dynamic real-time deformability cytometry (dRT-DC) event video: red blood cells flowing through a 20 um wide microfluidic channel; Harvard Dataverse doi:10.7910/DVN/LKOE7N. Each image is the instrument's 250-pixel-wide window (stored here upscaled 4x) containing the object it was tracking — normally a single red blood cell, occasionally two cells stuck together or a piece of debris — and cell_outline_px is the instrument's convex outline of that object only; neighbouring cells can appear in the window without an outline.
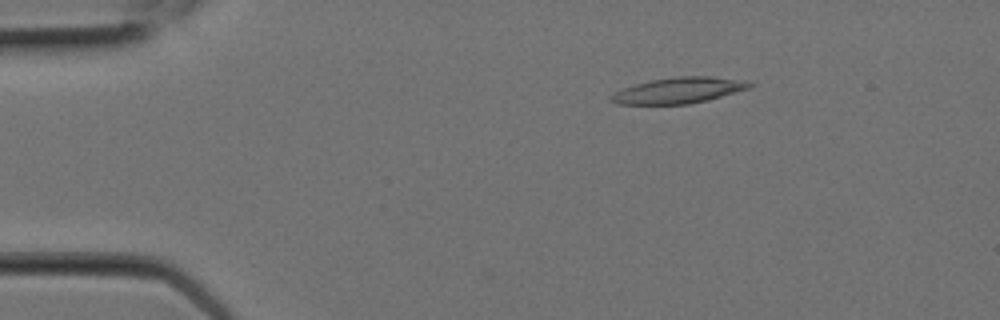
{"species": "Egyptian fruit bat (a non-hibernating species)", "species_latin": "Rousettus aegyptiacus", "temperature_condition": "room temperature", "stored_images_in_passage": 9, "camera_frame_rate_fps": 3000, "um_per_image_px": 0.085, "animal": {"sex": "female"}, "frame": {"image": 1, "passage_image": 3, "time_ms": 0.667, "image_size_px": [1000, 320], "cell_outline_px": [[756, 84], [752, 88], [708, 100], [688, 104], [616, 104], [608, 100], [608, 96], [624, 88], [636, 84], [652, 80], [676, 76], [712, 76], [744, 80]], "centroid_in_image_um": [57.74, 7.68], "position_along_channel_um": 27.3, "area_um2": 21.1}}
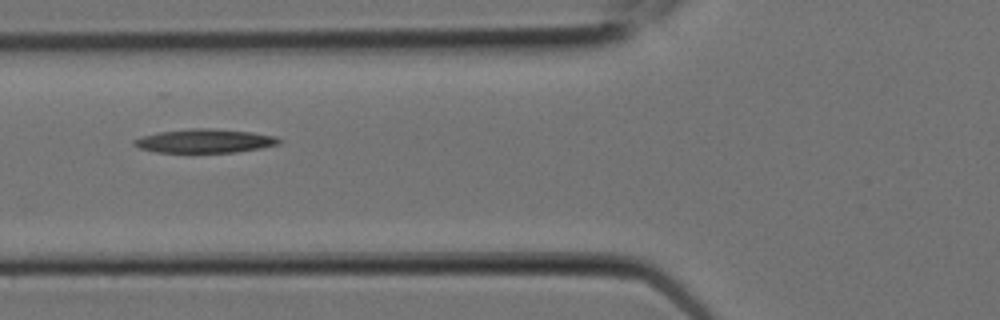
{"frame": {"image": 2, "passage_image": 7, "time_ms": 2.0, "image_size_px": [1000, 320], "cell_outline_px": [[284, 140], [280, 144], [260, 148], [236, 152], [156, 152], [140, 148], [132, 144], [132, 140], [140, 136], [160, 132], [192, 128], [212, 128], [252, 132], [276, 136]], "centroid_in_image_um": [17.42, 11.97], "position_along_channel_um": 108.4, "area_um2": 20.17}}
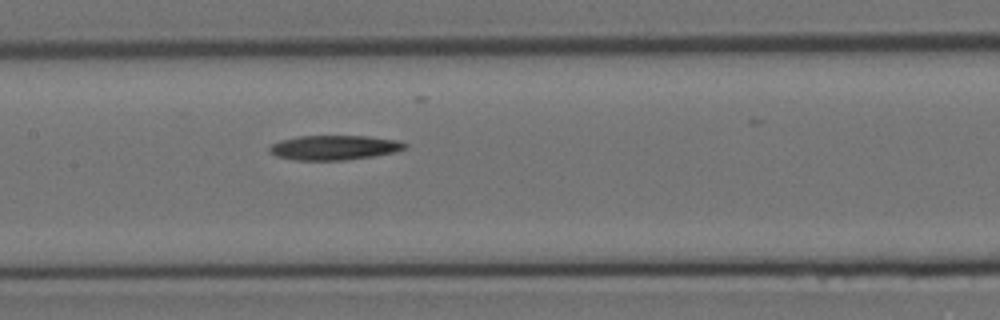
{"frame": {"image": 3, "passage_image": 9, "time_ms": 2.667, "image_size_px": [1000, 320], "cell_outline_px": [[408, 148], [396, 152], [372, 156], [344, 160], [296, 160], [276, 156], [268, 152], [268, 148], [272, 144], [280, 140], [296, 136], [368, 136], [400, 140], [408, 144]], "centroid_in_image_um": [28.43, 12.54], "position_along_channel_um": 179.0, "area_um2": 19.65}}